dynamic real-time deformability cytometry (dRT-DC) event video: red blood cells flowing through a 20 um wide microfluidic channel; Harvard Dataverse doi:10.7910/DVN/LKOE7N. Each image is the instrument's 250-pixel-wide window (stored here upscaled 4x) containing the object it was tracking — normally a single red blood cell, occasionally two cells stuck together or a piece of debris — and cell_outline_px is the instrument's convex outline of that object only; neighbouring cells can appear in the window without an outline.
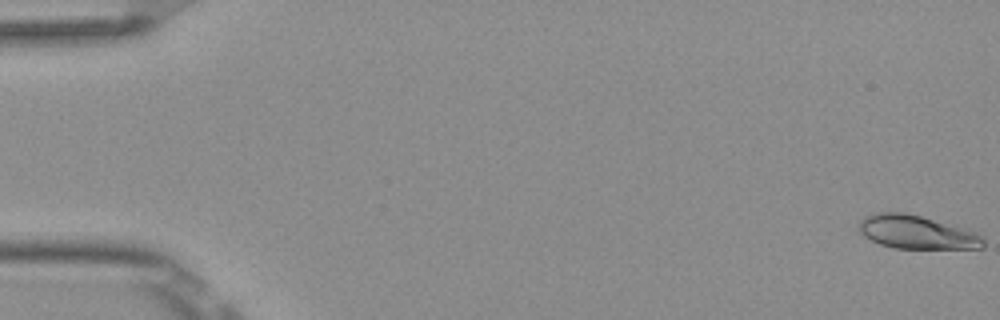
{"species": "Egyptian fruit bat (a non-hibernating species)", "species_latin": "Rousettus aegyptiacus", "temperature_condition": "room temperature", "stored_images_in_passage": 12, "camera_frame_rate_fps": 3000, "um_per_image_px": 0.085, "frame": {"image": 1, "passage_image": 1, "time_ms": 0.0, "image_size_px": [1000, 320], "cell_outline_px": [[984, 248], [892, 248], [880, 244], [864, 236], [860, 232], [860, 224], [864, 216], [876, 212], [904, 212], [956, 224], [968, 228], [984, 236]], "centroid_in_image_um": [77.99, 19.72], "position_along_channel_um": 7.0, "area_um2": 24.57}}